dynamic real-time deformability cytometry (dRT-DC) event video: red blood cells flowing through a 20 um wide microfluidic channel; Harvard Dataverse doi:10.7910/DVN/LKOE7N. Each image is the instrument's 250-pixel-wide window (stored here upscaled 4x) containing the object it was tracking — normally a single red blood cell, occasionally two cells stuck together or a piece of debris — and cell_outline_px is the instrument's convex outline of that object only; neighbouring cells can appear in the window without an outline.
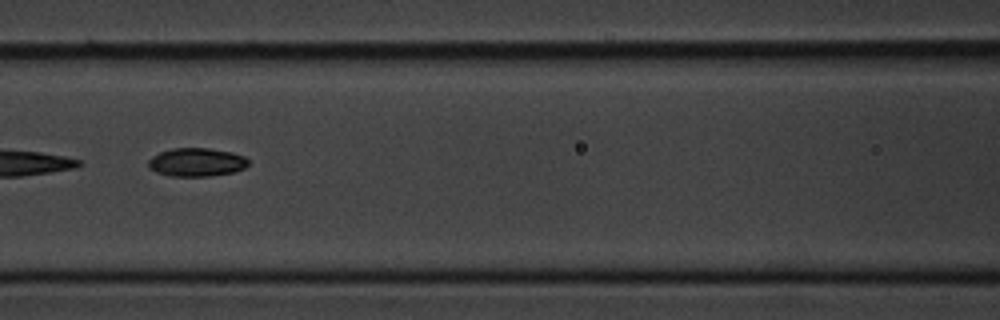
{"species": "common noctule bat (a hibernating species)", "species_latin": "Nyctalus noctula", "temperature_condition": "cold", "stored_images_in_passage": 4, "camera_frame_rate_fps": 3000, "um_per_image_px": 0.085, "animal": {"sex": "male", "body_mass_g": 20.1, "forearm_length_mm": 53.5}, "frame": {"image": 1, "passage_image": 4, "time_ms": 3.667, "image_size_px": [1000, 320], "cell_outline_px": [[248, 164], [244, 168], [232, 172], [208, 176], [168, 176], [156, 172], [148, 168], [148, 160], [152, 156], [160, 152], [172, 148], [208, 148], [232, 152], [244, 156], [248, 160]], "centroid_in_image_um": [16.67, 13.78], "position_along_channel_um": 149.9, "area_um2": 16.59}}